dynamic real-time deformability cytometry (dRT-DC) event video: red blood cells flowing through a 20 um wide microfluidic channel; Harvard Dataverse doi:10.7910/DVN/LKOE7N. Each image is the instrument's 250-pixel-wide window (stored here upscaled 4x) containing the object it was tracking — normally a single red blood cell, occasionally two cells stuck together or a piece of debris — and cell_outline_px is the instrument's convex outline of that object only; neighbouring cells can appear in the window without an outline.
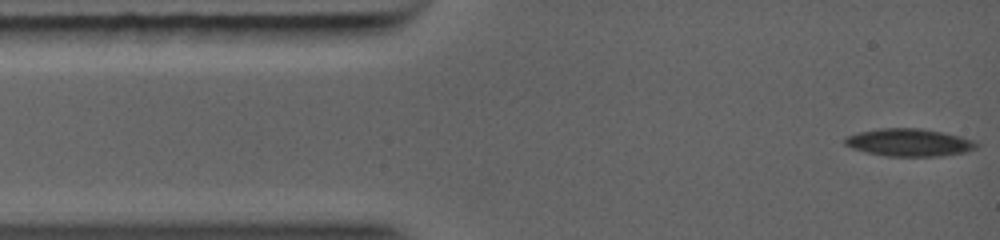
{"species": "common noctule bat (a hibernating species)", "species_latin": "Nyctalus noctula", "temperature_condition": "warm", "stored_images_in_passage": 14, "camera_frame_rate_fps": 5000, "um_per_image_px": 0.085, "animal": {"sex": "female", "body_mass_g": 19.0, "forearm_length_mm": 56.7}, "frame": {"image": 1, "passage_image": 1, "time_ms": 0.0, "image_size_px": [1000, 240], "cell_outline_px": [[980, 144], [976, 148], [964, 152], [940, 156], [888, 156], [868, 152], [852, 148], [844, 144], [844, 136], [856, 132], [880, 128], [920, 128], [944, 132], [960, 136], [972, 140]], "centroid_in_image_um": [77.25, 12.1], "position_along_channel_um": 7.7, "area_um2": 21.21}}
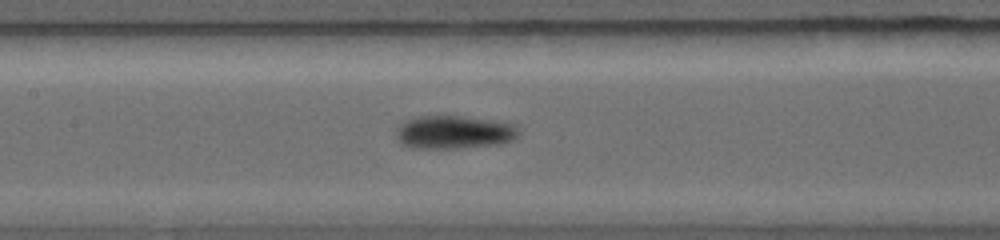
{"frame": {"image": 2, "passage_image": 11, "time_ms": 4.8, "image_size_px": [1000, 240], "cell_outline_px": [[520, 132], [516, 140], [504, 144], [460, 148], [412, 148], [404, 144], [396, 136], [396, 128], [404, 120], [416, 116], [460, 116], [516, 124]], "centroid_in_image_um": [38.63, 11.24], "position_along_channel_um": 168.8, "area_um2": 23.99}}
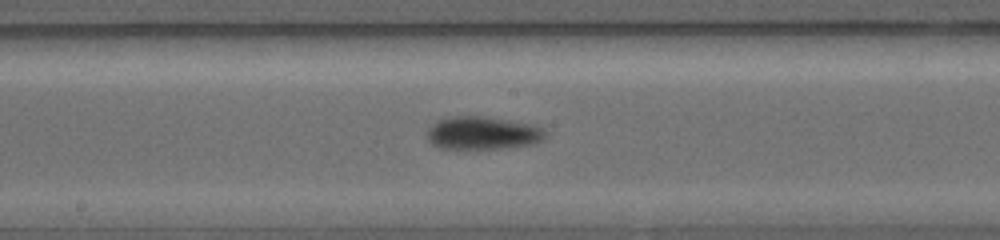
{"frame": {"image": 3, "passage_image": 14, "time_ms": 5.6, "image_size_px": [1000, 240], "cell_outline_px": [[548, 132], [544, 140], [532, 144], [508, 148], [440, 148], [432, 144], [428, 140], [428, 128], [436, 120], [448, 116], [484, 116], [536, 124], [544, 128]], "centroid_in_image_um": [41.08, 11.29], "position_along_channel_um": 207.1, "area_um2": 23.12}}